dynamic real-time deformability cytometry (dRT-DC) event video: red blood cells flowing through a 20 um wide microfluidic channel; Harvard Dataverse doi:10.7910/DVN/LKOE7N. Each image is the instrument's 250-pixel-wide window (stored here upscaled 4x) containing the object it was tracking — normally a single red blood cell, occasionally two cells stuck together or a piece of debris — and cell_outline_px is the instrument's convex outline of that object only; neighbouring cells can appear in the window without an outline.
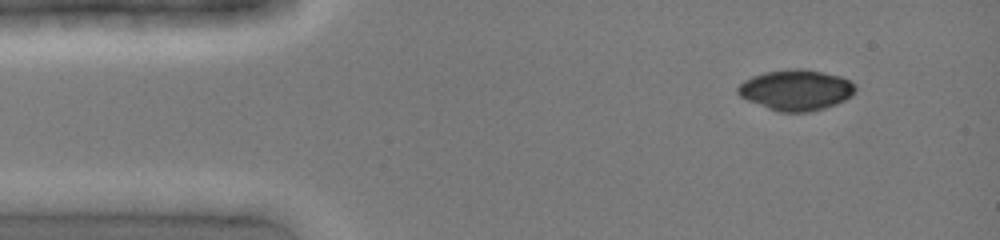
{"species": "common noctule bat (a hibernating species)", "species_latin": "Nyctalus noctula", "temperature_condition": "cold", "stored_images_in_passage": 2, "camera_frame_rate_fps": 3000, "um_per_image_px": 0.085, "animal": {"sex": "female", "body_mass_g": 19.0, "forearm_length_mm": 51.5}, "frame": {"image": 1, "passage_image": 1, "time_ms": 0.0, "image_size_px": [1000, 240], "cell_outline_px": [[856, 88], [852, 96], [836, 104], [824, 108], [808, 112], [780, 112], [768, 108], [748, 100], [740, 96], [736, 92], [736, 88], [744, 80], [752, 76], [764, 72], [796, 68], [800, 68], [840, 76], [856, 84]], "centroid_in_image_um": [67.66, 7.65], "position_along_channel_um": 17.3, "area_um2": 27.74}}